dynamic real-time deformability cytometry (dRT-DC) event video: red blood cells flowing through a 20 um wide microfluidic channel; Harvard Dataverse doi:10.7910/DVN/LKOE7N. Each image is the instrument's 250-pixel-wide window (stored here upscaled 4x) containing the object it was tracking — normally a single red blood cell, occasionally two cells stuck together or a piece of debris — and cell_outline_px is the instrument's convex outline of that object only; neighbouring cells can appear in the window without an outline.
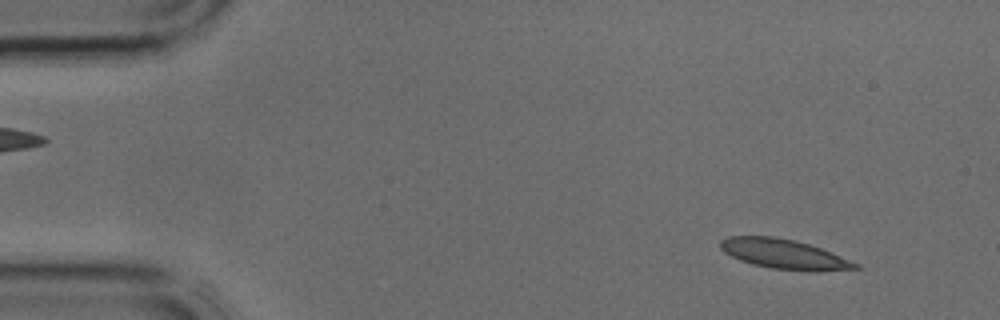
{"species": "common noctule bat (a hibernating species)", "species_latin": "Nyctalus noctula", "temperature_condition": "cold", "stored_images_in_passage": 4, "camera_frame_rate_fps": 3000, "um_per_image_px": 0.085, "animal": {"sex": "male", "body_mass_g": 17.9, "forearm_length_mm": 54.2}, "frame": {"image": 1, "passage_image": 4, "time_ms": 1.0, "image_size_px": [1000, 320], "cell_outline_px": [[860, 268], [812, 272], [772, 268], [752, 264], [740, 260], [724, 252], [720, 248], [720, 240], [728, 236], [776, 236], [796, 240], [820, 248], [860, 264]], "centroid_in_image_um": [66.63, 21.59], "position_along_channel_um": 18.4, "area_um2": 23.35}}